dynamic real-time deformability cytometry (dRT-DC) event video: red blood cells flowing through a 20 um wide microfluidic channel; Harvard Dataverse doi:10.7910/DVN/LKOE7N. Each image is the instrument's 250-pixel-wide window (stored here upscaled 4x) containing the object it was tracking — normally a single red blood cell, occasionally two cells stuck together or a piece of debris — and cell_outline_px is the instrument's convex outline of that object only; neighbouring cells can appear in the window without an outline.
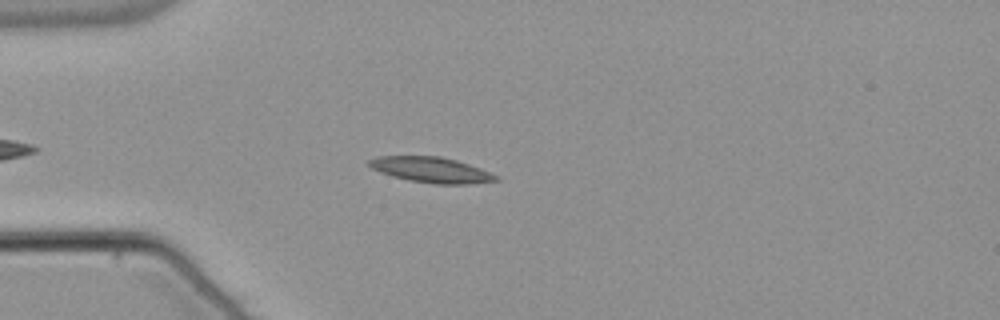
{"species": "common noctule bat (a hibernating species)", "species_latin": "Nyctalus noctula", "temperature_condition": "warm", "stored_images_in_passage": 38, "camera_frame_rate_fps": 3000, "um_per_image_px": 0.085, "animal": {"sex": "male", "body_mass_g": 21.5, "forearm_length_mm": 52.0}, "frame": {"image": 1, "passage_image": 7, "time_ms": 2.0, "image_size_px": [1000, 320], "cell_outline_px": [[500, 180], [468, 184], [436, 184], [408, 180], [392, 176], [380, 172], [372, 168], [368, 164], [368, 160], [376, 156], [440, 156], [456, 160], [480, 168], [496, 176]], "centroid_in_image_um": [36.62, 14.43], "position_along_channel_um": 48.4, "area_um2": 18.73}}
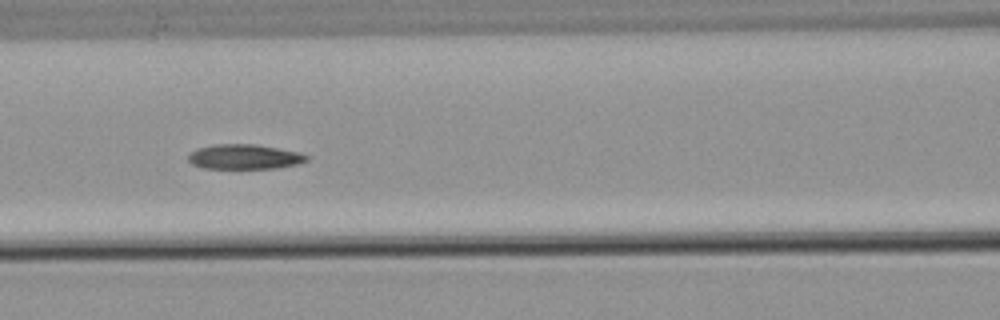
{"frame": {"image": 2, "passage_image": 16, "time_ms": 5.0, "image_size_px": [1000, 320], "cell_outline_px": [[308, 160], [300, 164], [276, 168], [204, 168], [192, 164], [188, 160], [188, 156], [196, 148], [216, 144], [256, 144], [300, 152], [308, 156]], "centroid_in_image_um": [20.8, 13.32], "position_along_channel_um": 145.8, "area_um2": 17.17}}
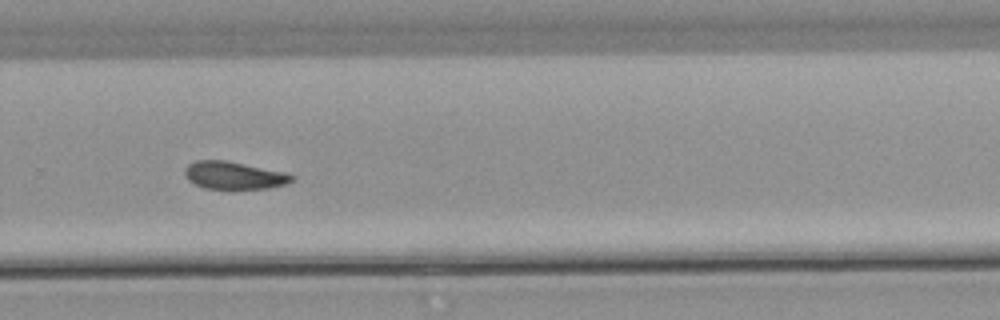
{"frame": {"image": 3, "passage_image": 29, "time_ms": 9.333, "image_size_px": [1000, 320], "cell_outline_px": [[296, 176], [288, 184], [268, 188], [204, 188], [188, 180], [184, 172], [184, 168], [188, 164], [196, 160], [224, 160], [288, 172]], "centroid_in_image_um": [19.92, 14.89], "position_along_channel_um": 309.9, "area_um2": 17.22}}